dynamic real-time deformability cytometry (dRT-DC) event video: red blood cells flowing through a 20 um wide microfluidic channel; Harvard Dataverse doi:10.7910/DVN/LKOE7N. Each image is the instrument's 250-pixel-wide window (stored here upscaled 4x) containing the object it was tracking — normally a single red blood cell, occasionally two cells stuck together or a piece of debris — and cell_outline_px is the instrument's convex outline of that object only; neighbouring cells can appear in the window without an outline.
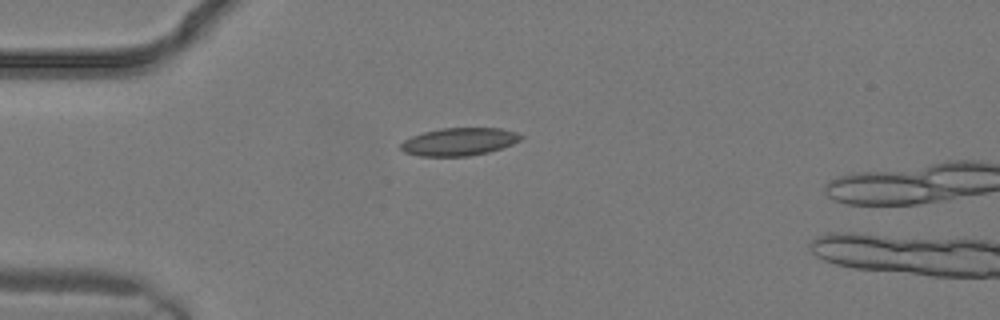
{"species": "common noctule bat (a hibernating species)", "species_latin": "Nyctalus noctula", "temperature_condition": "warm", "stored_images_in_passage": 3, "segment_of_instrument_passage": [2, 2], "camera_frame_rate_fps": 3000, "um_per_image_px": 0.085, "animal": {"sex": "male", "body_mass_g": 19.2, "forearm_length_mm": 51.8}, "frame": {"image": 1, "passage_image": 3, "time_ms": 0.667, "image_size_px": [1000, 320], "cell_outline_px": [[524, 136], [520, 140], [512, 144], [488, 152], [468, 156], [420, 156], [404, 152], [400, 148], [400, 144], [404, 140], [412, 136], [424, 132], [440, 128], [500, 128], [516, 132]], "centroid_in_image_um": [39.01, 12.04], "position_along_channel_um": 46.0, "area_um2": 19.36}}